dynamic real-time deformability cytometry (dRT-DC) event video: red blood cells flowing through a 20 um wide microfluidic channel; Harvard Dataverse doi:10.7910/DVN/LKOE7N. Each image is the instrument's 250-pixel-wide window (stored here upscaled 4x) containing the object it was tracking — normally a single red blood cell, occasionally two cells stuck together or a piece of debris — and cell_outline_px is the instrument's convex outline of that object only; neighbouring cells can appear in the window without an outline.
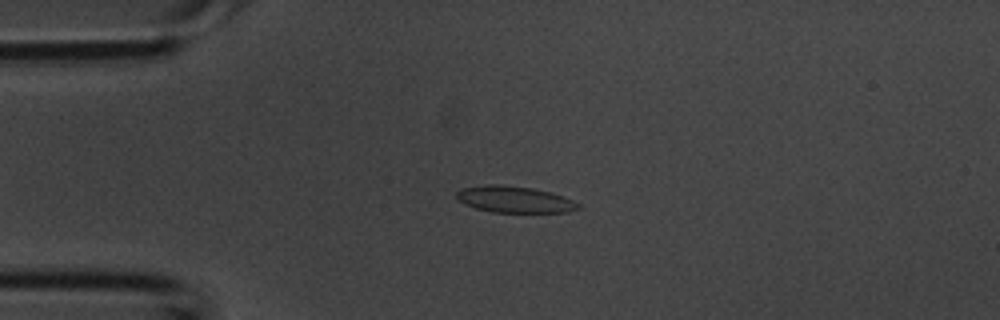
{"species": "common noctule bat (a hibernating species)", "species_latin": "Nyctalus noctula", "temperature_condition": "room temperature", "stored_images_in_passage": 3, "camera_frame_rate_fps": 3000, "um_per_image_px": 0.085, "animal": {"sex": "male", "body_mass_g": 20.1, "forearm_length_mm": 53.5}, "frame": {"image": 1, "passage_image": 1, "time_ms": 0.0, "image_size_px": [1000, 320], "cell_outline_px": [[580, 208], [568, 212], [492, 212], [476, 208], [464, 204], [456, 196], [456, 192], [464, 188], [488, 184], [500, 184], [532, 188], [548, 192], [572, 200], [580, 204]], "centroid_in_image_um": [43.72, 16.95], "position_along_channel_um": 41.3, "area_um2": 18.5}}
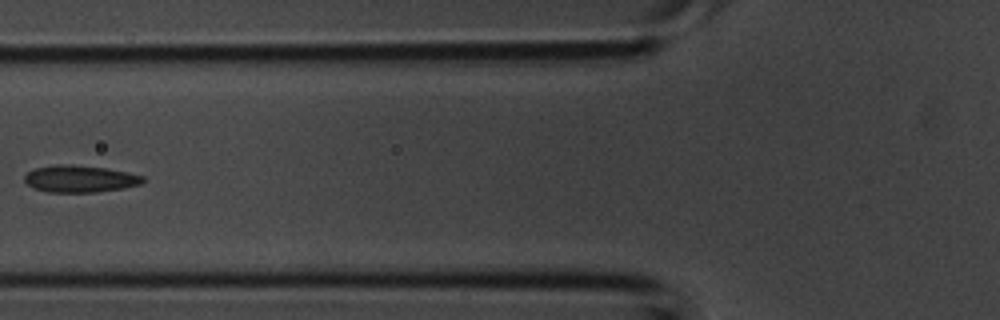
{"frame": {"image": 2, "passage_image": 3, "time_ms": 0.667, "image_size_px": [1000, 320], "cell_outline_px": [[144, 180], [140, 184], [124, 188], [96, 192], [48, 192], [32, 188], [24, 180], [24, 176], [32, 168], [60, 164], [64, 164], [104, 168], [144, 176]], "centroid_in_image_um": [6.74, 15.21], "position_along_channel_um": 119.1, "area_um2": 18.44}}